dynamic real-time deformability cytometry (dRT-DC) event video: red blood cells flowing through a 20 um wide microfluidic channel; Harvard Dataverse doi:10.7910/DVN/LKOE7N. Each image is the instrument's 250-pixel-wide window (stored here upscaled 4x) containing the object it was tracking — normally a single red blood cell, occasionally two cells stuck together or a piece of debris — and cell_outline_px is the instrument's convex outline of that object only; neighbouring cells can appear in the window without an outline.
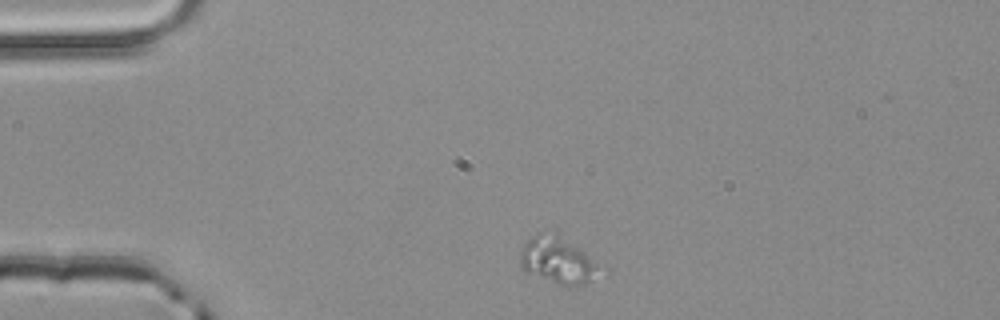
{"species": "common noctule bat (a hibernating species)", "species_latin": "Nyctalus noctula", "temperature_condition": "room temperature", "stored_images_in_passage": 3, "camera_frame_rate_fps": 3000, "um_per_image_px": 0.085, "animal": {"sex": "male", "body_mass_g": 20.4}, "frame": {"image": 1, "passage_image": 1, "time_ms": 0.0, "image_size_px": [1000, 320], "cell_outline_px": [[612, 272], [584, 284], [556, 284], [524, 272], [520, 268], [520, 256], [528, 240], [536, 232], [556, 232], [608, 264], [612, 268]], "centroid_in_image_um": [47.65, 22.14], "position_along_channel_um": 37.4, "area_um2": 23.41}}
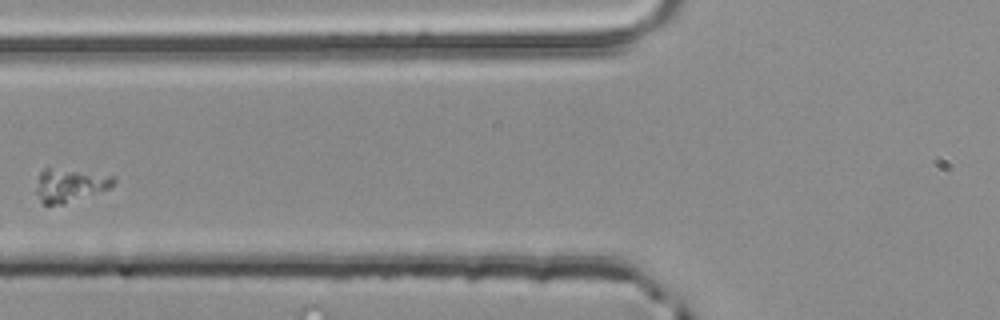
{"frame": {"image": 2, "passage_image": 3, "time_ms": 0.667, "image_size_px": [1000, 320], "cell_outline_px": [[116, 180], [108, 188], [64, 204], [44, 204], [40, 200], [36, 192], [36, 188], [40, 172], [44, 168], [48, 168], [116, 176]], "centroid_in_image_um": [5.91, 15.75], "position_along_channel_um": 119.9, "area_um2": 14.45}}